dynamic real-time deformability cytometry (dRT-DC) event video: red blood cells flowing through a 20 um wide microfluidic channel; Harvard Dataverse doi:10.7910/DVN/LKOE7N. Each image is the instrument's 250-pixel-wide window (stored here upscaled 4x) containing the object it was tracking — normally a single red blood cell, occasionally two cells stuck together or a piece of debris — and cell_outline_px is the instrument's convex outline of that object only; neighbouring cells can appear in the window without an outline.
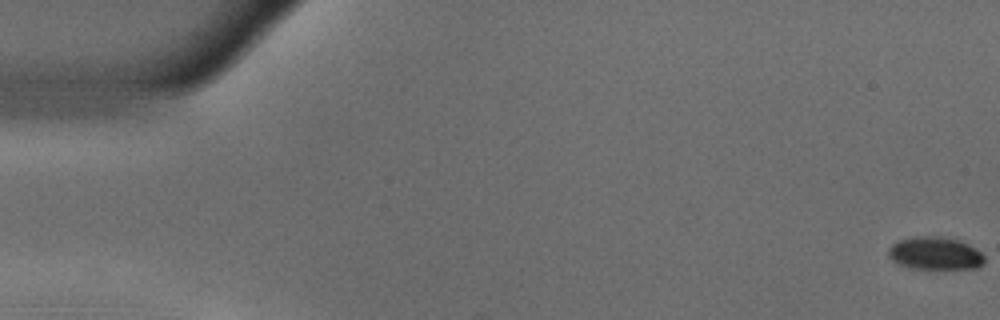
{"species": "common noctule bat (a hibernating species)", "species_latin": "Nyctalus noctula", "temperature_condition": "warm", "stored_images_in_passage": 56, "camera_frame_rate_fps": 3000, "um_per_image_px": 0.085, "animal": {"sex": "male", "body_mass_g": 18.8}, "frame": {"image": 1, "passage_image": 1, "time_ms": 0.0, "image_size_px": [1000, 320], "cell_outline_px": [[984, 264], [976, 268], [908, 268], [896, 264], [888, 256], [888, 248], [896, 240], [916, 236], [940, 236], [960, 240], [976, 248], [984, 256]], "centroid_in_image_um": [79.45, 21.52], "position_along_channel_um": 5.6, "area_um2": 18.55}}
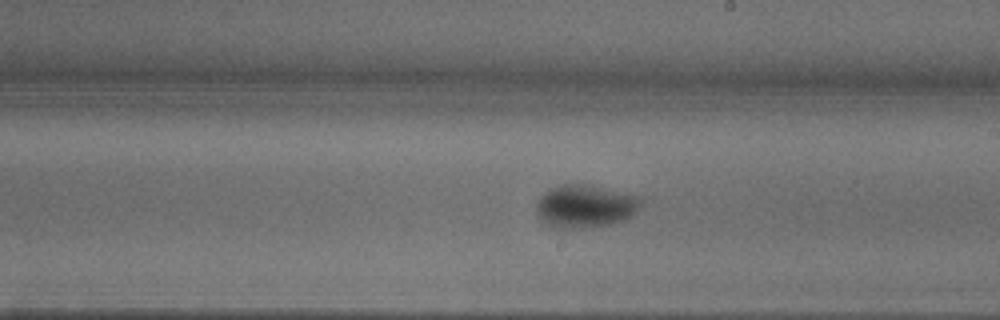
{"frame": {"image": 2, "passage_image": 32, "time_ms": 10.333, "image_size_px": [1000, 320], "cell_outline_px": [[640, 204], [624, 220], [608, 224], [584, 228], [556, 228], [540, 220], [536, 216], [536, 200], [544, 192], [552, 188], [564, 184], [584, 184], [640, 196]], "centroid_in_image_um": [49.65, 17.53], "position_along_channel_um": 239.4, "area_um2": 25.78}}
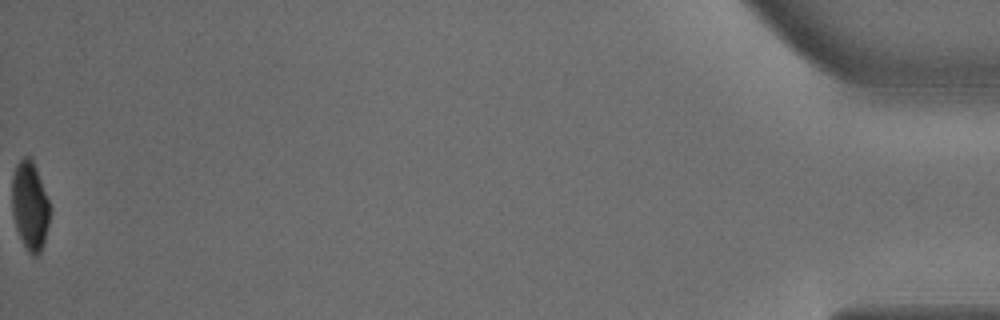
{"frame": {"image": 3, "passage_image": 56, "time_ms": 18.333, "image_size_px": [1000, 320], "cell_outline_px": [[52, 212], [44, 244], [40, 252], [36, 256], [32, 256], [28, 252], [16, 228], [12, 212], [12, 176], [16, 164], [24, 156], [28, 156], [32, 160], [36, 168], [52, 208]], "centroid_in_image_um": [2.57, 17.5], "position_along_channel_um": 432.6, "area_um2": 19.88}, "authors_computed_cell_mechanics": {"area_um2": 22.6576, "velocity_mm_per_s": 3.6875, "shape_relaxation_time_tau1_ms": 3.1672, "shape_relaxation_time_tau2_ms": null, "deformation_change_tau1": 0.1417, "deformation_change_tau2": null}}